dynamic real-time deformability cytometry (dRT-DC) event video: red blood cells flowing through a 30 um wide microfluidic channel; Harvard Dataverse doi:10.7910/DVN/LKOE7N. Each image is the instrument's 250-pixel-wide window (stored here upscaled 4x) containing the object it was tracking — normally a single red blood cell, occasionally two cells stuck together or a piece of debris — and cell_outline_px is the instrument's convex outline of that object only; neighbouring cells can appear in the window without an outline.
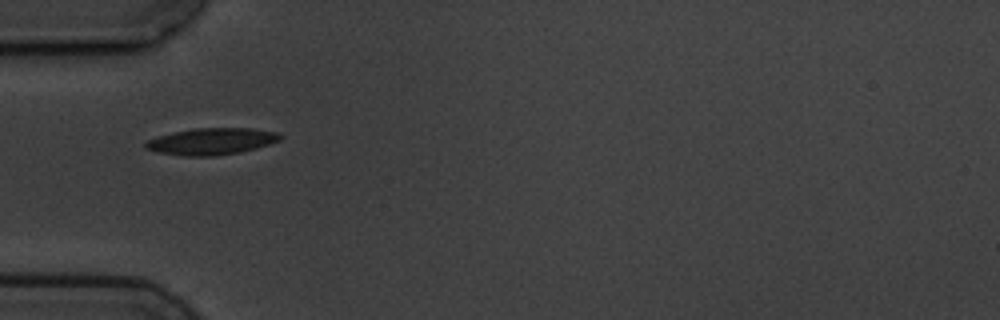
{"species": "common noctule bat (a hibernating species)", "species_latin": "Nyctalus noctula", "temperature_condition": "cold", "stored_images_in_passage": 10, "camera_frame_rate_fps": 3000, "um_per_image_px": 0.085, "animal": {"sex": "male", "body_mass_g": 19.5, "forearm_length_mm": 54.6}, "frame": {"image": 1, "passage_image": 1, "time_ms": 0.0, "image_size_px": [1000, 320], "cell_outline_px": [[284, 136], [280, 140], [256, 148], [240, 152], [216, 156], [184, 156], [160, 152], [144, 148], [144, 144], [148, 140], [160, 136], [176, 132], [196, 128], [252, 128], [276, 132]], "centroid_in_image_um": [18.02, 12.02], "position_along_channel_um": 67.0, "area_um2": 20.69}}
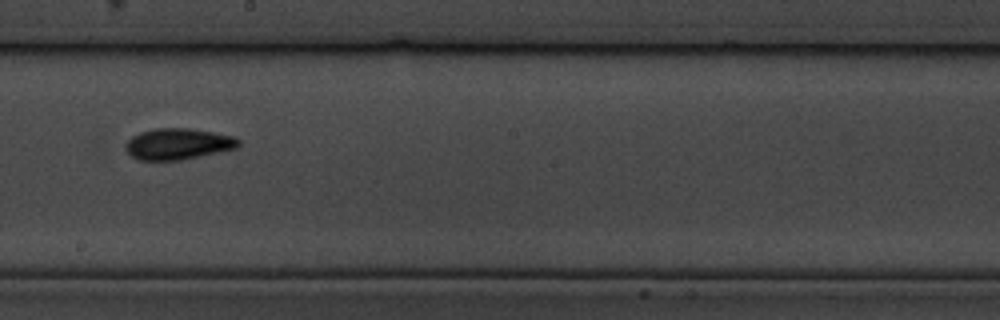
{"frame": {"image": 2, "passage_image": 5, "time_ms": 4.667, "image_size_px": [1000, 320], "cell_outline_px": [[240, 144], [236, 148], [180, 160], [136, 160], [124, 148], [124, 144], [132, 136], [140, 132], [156, 128], [188, 128], [236, 136], [240, 140]], "centroid_in_image_um": [15.11, 12.23], "position_along_channel_um": 233.1, "area_um2": 20.52}}
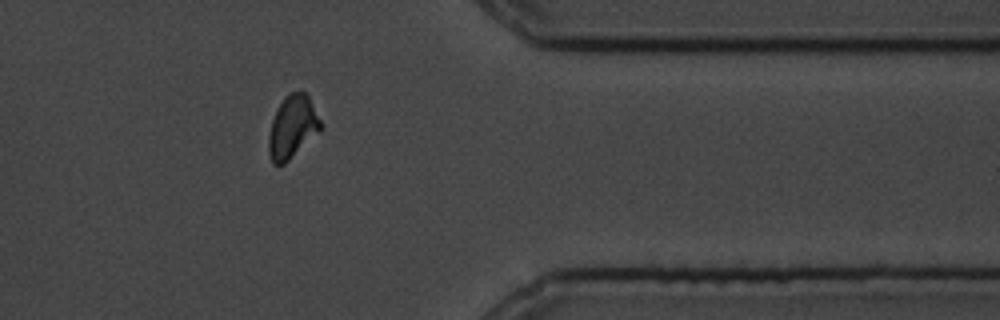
{"frame": {"image": 3, "passage_image": 9, "time_ms": 9.333, "image_size_px": [1000, 320], "cell_outline_px": [[324, 128], [320, 132], [284, 164], [272, 164], [268, 152], [268, 136], [272, 120], [284, 96], [288, 92], [304, 92], [308, 96], [324, 124]], "centroid_in_image_um": [24.88, 10.8], "position_along_channel_um": 386.5, "area_um2": 19.19}, "authors_computed_cell_mechanics": {"area_um2": 19.7676, "velocity_mm_per_s": 3.5803, "shape_relaxation_time_tau1_ms": 2.2928, "shape_relaxation_time_tau2_ms": 4.7135, "deformation_change_tau1": 0.0848, "deformation_change_tau2": 0.0787}}